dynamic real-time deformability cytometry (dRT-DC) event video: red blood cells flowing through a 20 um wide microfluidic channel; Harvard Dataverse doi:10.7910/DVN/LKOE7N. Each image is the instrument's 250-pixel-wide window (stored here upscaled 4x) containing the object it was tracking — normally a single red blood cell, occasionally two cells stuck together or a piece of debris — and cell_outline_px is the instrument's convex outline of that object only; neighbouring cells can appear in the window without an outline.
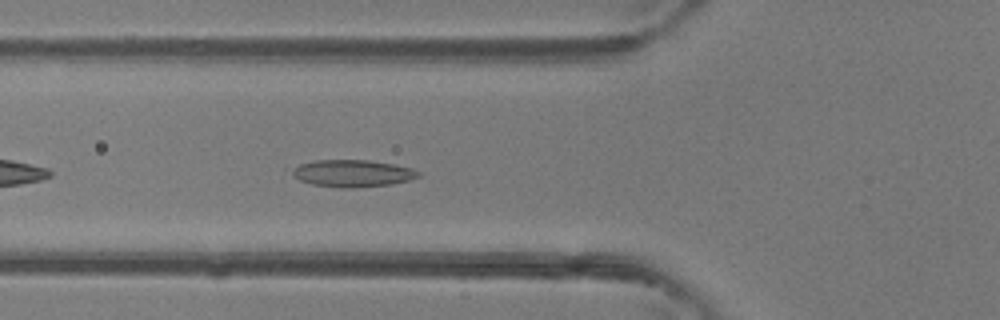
{"species": "common noctule bat (a hibernating species)", "species_latin": "Nyctalus noctula", "temperature_condition": "room temperature", "stored_images_in_passage": 25, "camera_frame_rate_fps": 3000, "um_per_image_px": 0.085, "animal": {"sex": "female"}, "frame": {"image": 1, "passage_image": 5, "time_ms": 1.333, "image_size_px": [1000, 320], "cell_outline_px": [[420, 176], [408, 180], [392, 184], [352, 188], [340, 188], [312, 184], [300, 180], [292, 176], [292, 168], [300, 164], [312, 160], [368, 160], [396, 164], [412, 168], [420, 172]], "centroid_in_image_um": [29.96, 14.73], "position_along_channel_um": 95.8, "area_um2": 20.06}}
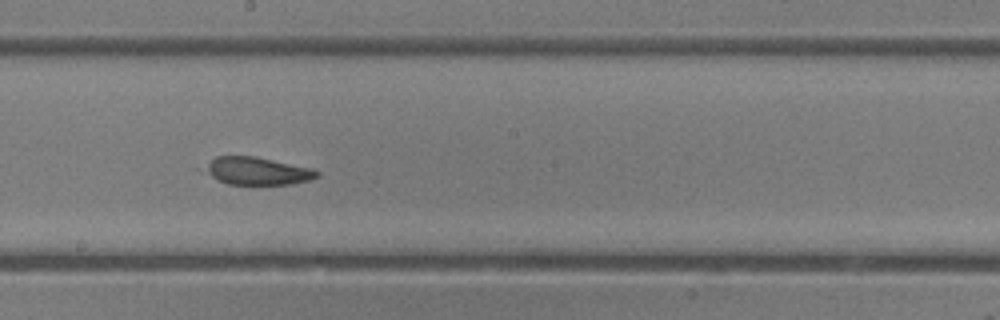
{"frame": {"image": 2, "passage_image": 14, "time_ms": 4.333, "image_size_px": [1000, 320], "cell_outline_px": [[320, 176], [308, 180], [292, 184], [228, 184], [216, 180], [196, 168], [216, 156], [256, 156], [312, 168], [320, 172]], "centroid_in_image_um": [21.75, 14.52], "position_along_channel_um": 226.5, "area_um2": 18.61}}
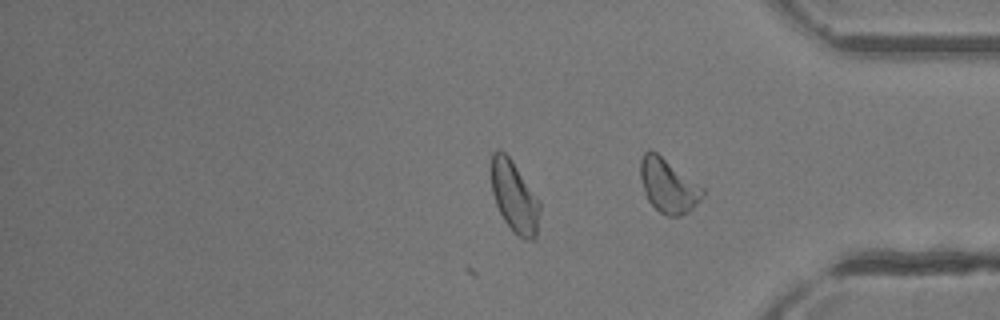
{"frame": {"image": 3, "passage_image": 25, "time_ms": 8.0, "image_size_px": [1000, 320], "cell_outline_px": [[704, 196], [692, 208], [680, 216], [668, 216], [660, 212], [648, 200], [644, 192], [640, 176], [640, 160], [644, 152], [648, 148], [656, 152], [704, 188]], "centroid_in_image_um": [56.78, 15.77], "position_along_channel_um": 378.4, "area_um2": 19.36}}